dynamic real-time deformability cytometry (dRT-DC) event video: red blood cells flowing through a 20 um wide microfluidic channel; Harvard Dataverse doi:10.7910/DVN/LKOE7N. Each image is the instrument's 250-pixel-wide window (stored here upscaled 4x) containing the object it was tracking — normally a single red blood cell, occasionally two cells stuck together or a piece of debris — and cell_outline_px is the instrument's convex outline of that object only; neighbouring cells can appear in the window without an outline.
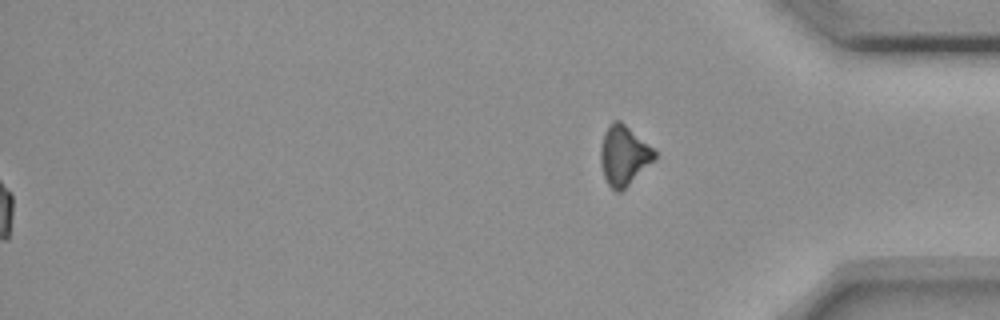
{"species": "common noctule bat (a hibernating species)", "species_latin": "Nyctalus noctula", "temperature_condition": "room temperature", "stored_images_in_passage": 57, "segment_of_instrument_passage": [2, 2], "camera_frame_rate_fps": 3000, "um_per_image_px": 0.085, "animal": {"sex": "female", "body_mass_g": 18.4}, "frame": {"image": 1, "passage_image": 57, "time_ms": 18.667, "image_size_px": [1000, 320], "cell_outline_px": [[656, 160], [620, 192], [616, 192], [608, 184], [604, 176], [600, 164], [600, 148], [604, 132], [608, 124], [612, 120], [620, 120], [652, 148], [656, 152]], "centroid_in_image_um": [53.01, 13.21], "position_along_channel_um": 382.2, "area_um2": 18.79}}